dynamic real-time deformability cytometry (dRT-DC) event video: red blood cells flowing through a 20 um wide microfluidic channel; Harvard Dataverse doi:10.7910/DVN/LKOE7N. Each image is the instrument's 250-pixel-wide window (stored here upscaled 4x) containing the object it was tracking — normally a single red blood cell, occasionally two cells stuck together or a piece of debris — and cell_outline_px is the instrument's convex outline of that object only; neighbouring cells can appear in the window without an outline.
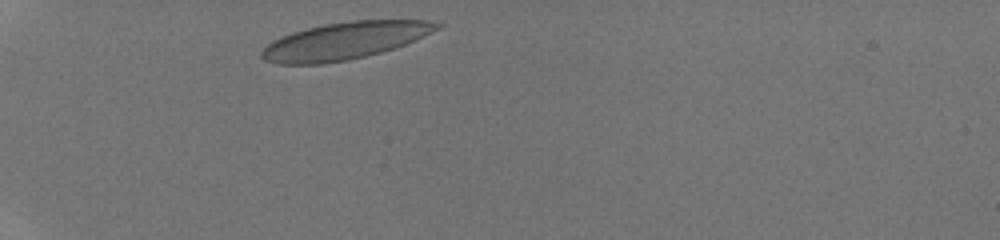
{"species": "human", "species_latin": "Homo sapiens", "temperature_condition": "room temperature", "stored_images_in_passage": 29, "camera_frame_rate_fps": 3000, "um_per_image_px": 0.085, "donor": {"sex": "male"}, "frame": {"image": 1, "passage_image": 2, "time_ms": 0.333, "image_size_px": [1000, 240], "cell_outline_px": [[444, 24], [440, 28], [416, 40], [380, 52], [348, 60], [324, 64], [280, 64], [264, 60], [260, 56], [260, 52], [268, 44], [284, 36], [308, 28], [324, 24], [356, 20], [428, 20]], "centroid_in_image_um": [29.33, 3.47], "position_along_channel_um": 55.7, "area_um2": 37.51}}
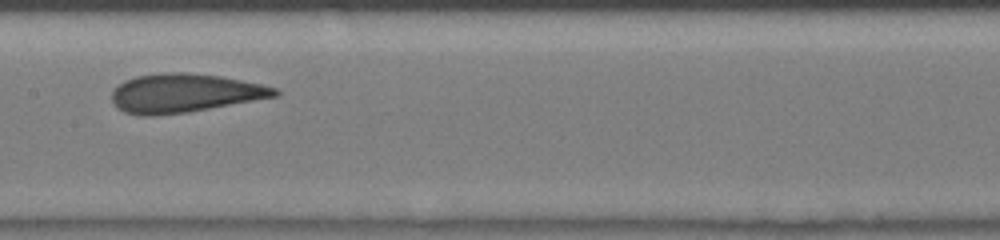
{"frame": {"image": 2, "passage_image": 13, "time_ms": 4.0, "image_size_px": [1000, 240], "cell_outline_px": [[280, 96], [188, 112], [156, 116], [136, 116], [124, 112], [116, 108], [112, 104], [112, 92], [124, 80], [136, 76], [164, 72], [184, 72], [220, 76], [260, 84], [276, 88], [280, 92]], "centroid_in_image_um": [15.65, 7.93], "position_along_channel_um": 191.7, "area_um2": 37.05}}
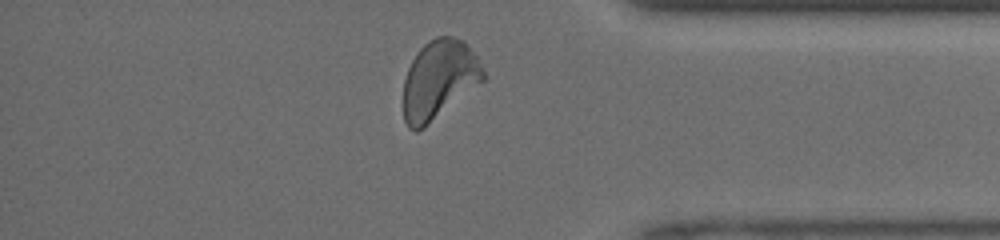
{"frame": {"image": 3, "passage_image": 27, "time_ms": 8.667, "image_size_px": [1000, 240], "cell_outline_px": [[484, 80], [424, 128], [416, 132], [408, 128], [404, 120], [404, 80], [408, 68], [416, 52], [428, 40], [436, 36], [452, 36], [464, 40], [476, 56], [484, 72]], "centroid_in_image_um": [37.29, 6.76], "position_along_channel_um": 397.9, "area_um2": 36.59}}